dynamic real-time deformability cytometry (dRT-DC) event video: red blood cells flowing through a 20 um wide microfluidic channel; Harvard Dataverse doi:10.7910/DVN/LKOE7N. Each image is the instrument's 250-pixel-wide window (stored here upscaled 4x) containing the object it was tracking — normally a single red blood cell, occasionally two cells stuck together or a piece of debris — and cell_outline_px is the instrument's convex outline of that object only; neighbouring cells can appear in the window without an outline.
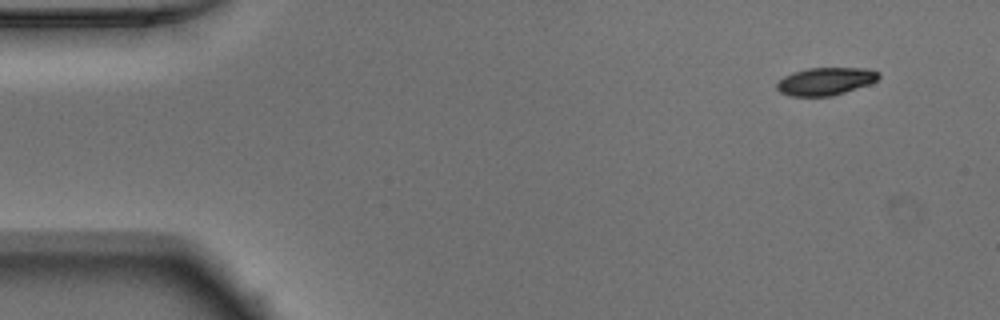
{"species": "Egyptian fruit bat (a non-hibernating species)", "species_latin": "Rousettus aegyptiacus", "temperature_condition": "warm", "stored_images_in_passage": 48, "camera_frame_rate_fps": 3000, "um_per_image_px": 0.085, "animal": {"sex": "male"}, "frame": {"image": 1, "passage_image": 1, "time_ms": 0.0, "image_size_px": [1000, 320], "cell_outline_px": [[880, 76], [876, 80], [868, 84], [832, 96], [788, 96], [780, 92], [776, 88], [776, 84], [784, 76], [792, 72], [808, 68], [872, 68], [880, 72]], "centroid_in_image_um": [70.16, 6.9], "position_along_channel_um": 14.8, "area_um2": 16.47}}
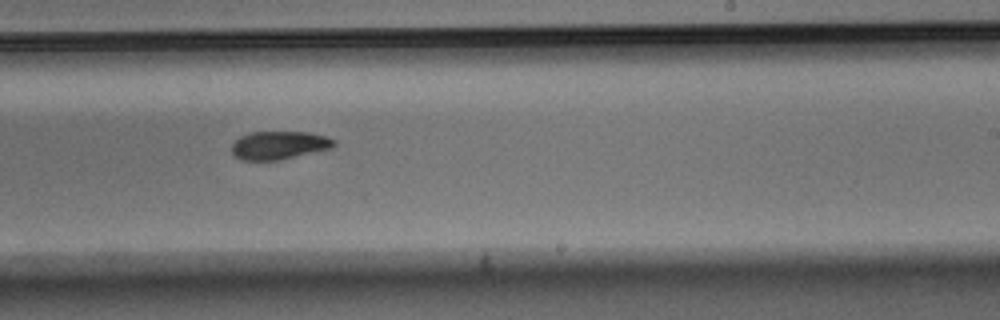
{"frame": {"image": 2, "passage_image": 28, "time_ms": 9.0, "image_size_px": [1000, 320], "cell_outline_px": [[336, 144], [332, 148], [280, 160], [240, 160], [232, 152], [232, 144], [240, 136], [252, 132], [308, 132], [324, 136], [336, 140]], "centroid_in_image_um": [23.73, 12.35], "position_along_channel_um": 265.3, "area_um2": 16.76}}
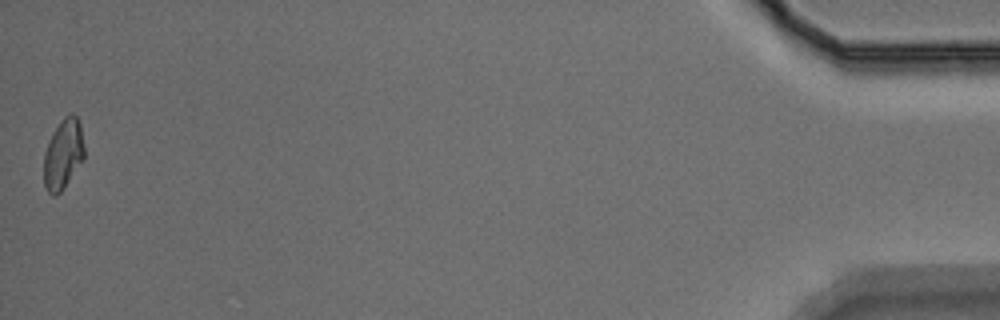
{"frame": {"image": 3, "passage_image": 48, "time_ms": 15.667, "image_size_px": [1000, 320], "cell_outline_px": [[84, 160], [60, 192], [56, 196], [52, 196], [48, 192], [44, 184], [44, 152], [48, 140], [64, 116], [68, 112], [72, 112], [76, 116], [80, 124], [84, 144]], "centroid_in_image_um": [5.37, 13.09], "position_along_channel_um": 429.8, "area_um2": 16.65}, "authors_computed_cell_mechanics": {"area_um2": 17.4556, "velocity_mm_per_s": 3.9215, "shape_relaxation_time_tau1_ms": 3.0271, "shape_relaxation_time_tau2_ms": 4.2674, "deformation_change_tau1": 0.1224, "deformation_change_tau2": 0.0921}}